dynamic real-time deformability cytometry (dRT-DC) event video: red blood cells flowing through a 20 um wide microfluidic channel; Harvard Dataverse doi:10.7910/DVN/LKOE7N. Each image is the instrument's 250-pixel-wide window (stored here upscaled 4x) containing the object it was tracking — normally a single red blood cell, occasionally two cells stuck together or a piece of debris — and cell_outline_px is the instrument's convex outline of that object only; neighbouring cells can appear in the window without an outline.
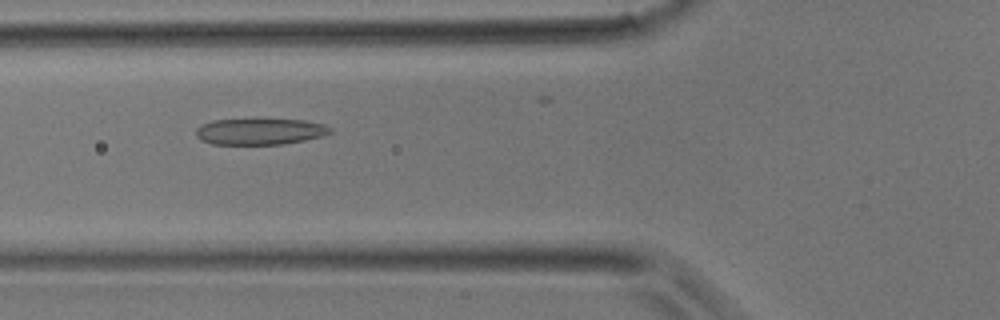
{"species": "common noctule bat (a hibernating species)", "species_latin": "Nyctalus noctula", "temperature_condition": "room temperature", "stored_images_in_passage": 24, "camera_frame_rate_fps": 3000, "um_per_image_px": 0.085, "animal": {"sex": "male", "body_mass_g": 17.9}, "frame": {"image": 1, "passage_image": 7, "time_ms": 2.0, "image_size_px": [1000, 320], "cell_outline_px": [[332, 132], [324, 136], [284, 144], [212, 144], [200, 140], [196, 136], [196, 128], [212, 120], [304, 120], [324, 124], [332, 128]], "centroid_in_image_um": [22.12, 11.19], "position_along_channel_um": 103.7, "area_um2": 20.4}}
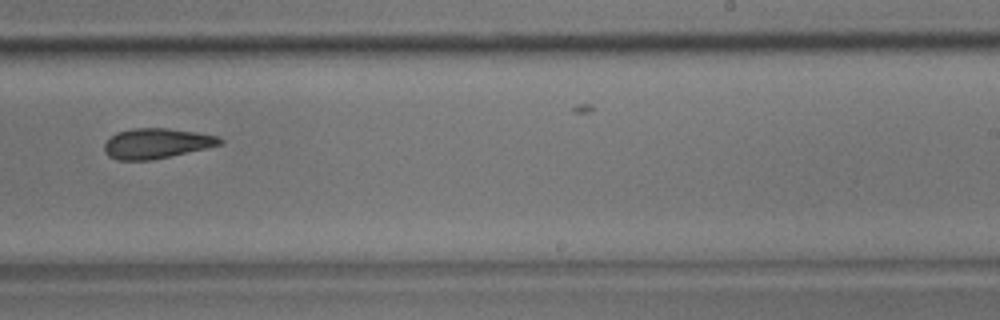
{"frame": {"image": 2, "passage_image": 17, "time_ms": 5.333, "image_size_px": [1000, 320], "cell_outline_px": [[224, 144], [152, 160], [116, 160], [108, 156], [104, 152], [104, 144], [116, 132], [132, 128], [168, 128], [196, 132], [216, 136], [224, 140]], "centroid_in_image_um": [13.29, 12.19], "position_along_channel_um": 275.7, "area_um2": 20.35}}
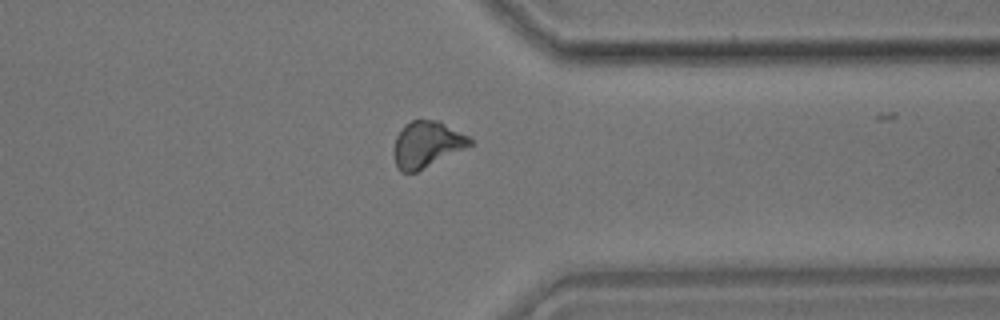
{"frame": {"image": 3, "passage_image": 23, "time_ms": 7.333, "image_size_px": [1000, 320], "cell_outline_px": [[472, 144], [416, 172], [400, 172], [396, 168], [392, 152], [396, 136], [404, 124], [412, 120], [440, 120], [468, 136], [472, 140]], "centroid_in_image_um": [36.22, 12.26], "position_along_channel_um": 375.2, "area_um2": 20.46}}